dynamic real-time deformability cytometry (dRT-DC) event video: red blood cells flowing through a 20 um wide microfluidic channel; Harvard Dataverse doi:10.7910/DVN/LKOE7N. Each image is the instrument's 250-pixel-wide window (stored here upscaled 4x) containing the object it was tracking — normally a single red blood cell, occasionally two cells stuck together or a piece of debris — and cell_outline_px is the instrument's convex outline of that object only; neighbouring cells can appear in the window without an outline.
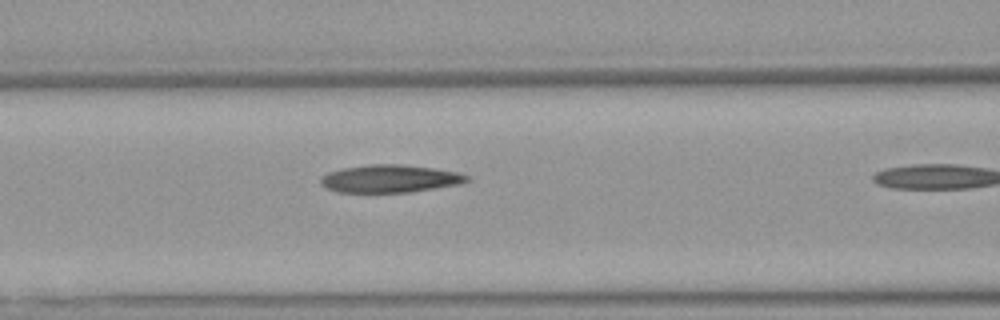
{"species": "Egyptian fruit bat (a non-hibernating species)", "species_latin": "Rousettus aegyptiacus", "temperature_condition": "warm", "stored_images_in_passage": 11, "camera_frame_rate_fps": 3000, "um_per_image_px": 0.085, "animal": {"sex": "female"}, "frame": {"image": 1, "passage_image": 10, "time_ms": 3.0, "image_size_px": [1000, 320], "cell_outline_px": [[472, 180], [460, 184], [408, 192], [336, 192], [320, 184], [320, 176], [328, 172], [344, 168], [368, 164], [400, 164], [432, 168], [456, 172], [468, 176]], "centroid_in_image_um": [33.12, 15.18], "position_along_channel_um": 133.5, "area_um2": 23.52}}